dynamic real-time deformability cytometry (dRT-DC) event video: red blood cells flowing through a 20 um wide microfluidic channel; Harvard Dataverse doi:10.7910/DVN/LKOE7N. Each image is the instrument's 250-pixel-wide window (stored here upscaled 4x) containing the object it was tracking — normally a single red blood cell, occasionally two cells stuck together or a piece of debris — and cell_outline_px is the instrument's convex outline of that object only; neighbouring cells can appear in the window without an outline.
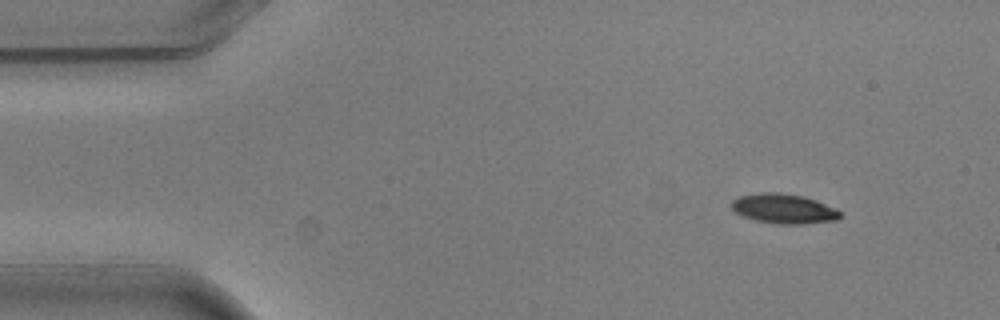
{"species": "common noctule bat (a hibernating species)", "species_latin": "Nyctalus noctula", "temperature_condition": "warm", "stored_images_in_passage": 5, "camera_frame_rate_fps": 3000, "um_per_image_px": 0.085, "animal": {"sex": "male", "body_mass_g": 20.5, "forearm_length_mm": 52.5}, "frame": {"image": 1, "passage_image": 1, "time_ms": 0.0, "image_size_px": [1000, 320], "cell_outline_px": [[840, 220], [800, 224], [780, 224], [756, 220], [744, 216], [736, 212], [732, 208], [732, 200], [740, 196], [760, 192], [780, 192], [804, 196], [816, 200], [836, 208], [840, 212]], "centroid_in_image_um": [66.65, 17.73], "position_along_channel_um": 18.3, "area_um2": 18.79}}
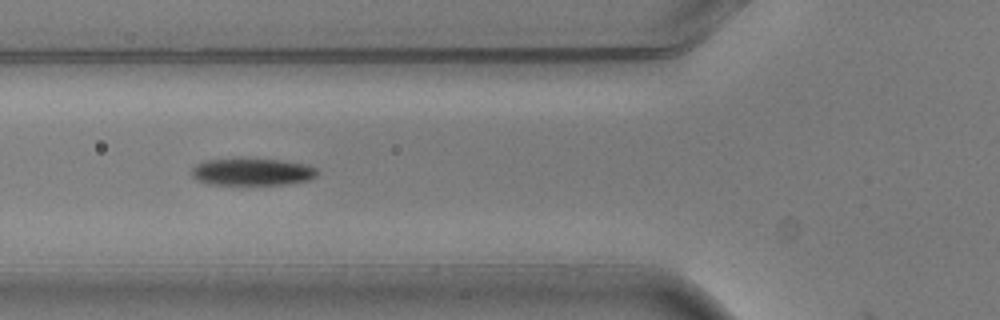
{"frame": {"image": 2, "passage_image": 4, "time_ms": 1.0, "image_size_px": [1000, 320], "cell_outline_px": [[316, 176], [308, 180], [284, 184], [208, 184], [196, 180], [192, 176], [192, 168], [196, 164], [208, 160], [276, 160], [304, 164], [316, 168]], "centroid_in_image_um": [21.4, 14.63], "position_along_channel_um": 104.4, "area_um2": 19.19}}
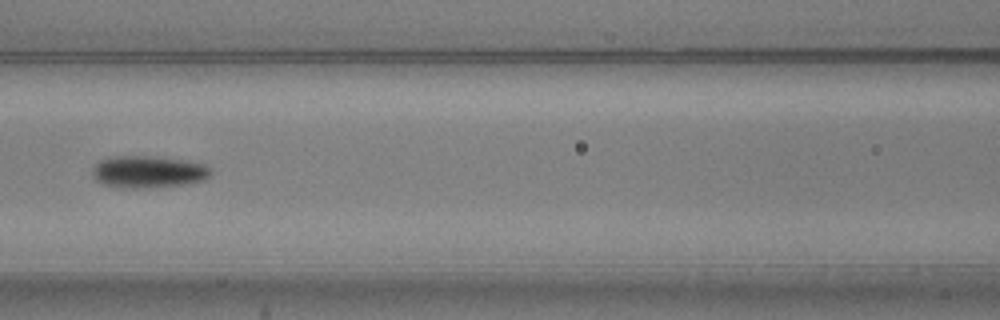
{"frame": {"image": 3, "passage_image": 5, "time_ms": 1.333, "image_size_px": [1000, 320], "cell_outline_px": [[212, 176], [204, 180], [188, 184], [144, 188], [124, 188], [104, 184], [96, 180], [92, 176], [92, 168], [100, 160], [108, 156], [148, 156], [184, 160], [204, 164], [212, 172]], "centroid_in_image_um": [12.59, 14.61], "position_along_channel_um": 154.0, "area_um2": 22.25}}